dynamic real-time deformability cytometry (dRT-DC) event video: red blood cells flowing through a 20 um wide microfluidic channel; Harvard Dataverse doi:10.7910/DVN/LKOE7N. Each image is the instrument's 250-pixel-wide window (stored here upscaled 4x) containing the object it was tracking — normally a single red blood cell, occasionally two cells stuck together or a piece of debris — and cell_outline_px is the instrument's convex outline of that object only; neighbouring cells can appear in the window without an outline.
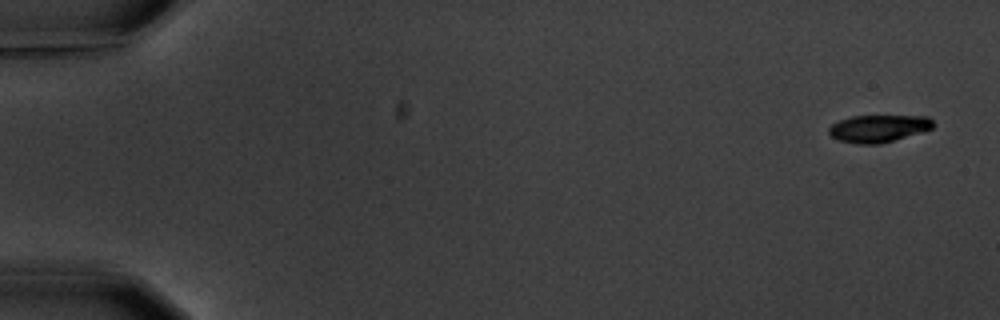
{"species": "common noctule bat (a hibernating species)", "species_latin": "Nyctalus noctula", "temperature_condition": "warm", "stored_images_in_passage": 6, "camera_frame_rate_fps": 3000, "um_per_image_px": 0.085, "animal": {"sex": "male", "body_mass_g": 20.1, "forearm_length_mm": 53.5}, "frame": {"image": 1, "passage_image": 1, "time_ms": 0.0, "image_size_px": [1000, 320], "cell_outline_px": [[936, 124], [932, 128], [920, 132], [880, 144], [856, 144], [840, 140], [832, 136], [828, 132], [828, 128], [832, 124], [840, 120], [852, 116], [928, 116]], "centroid_in_image_um": [74.67, 10.91], "position_along_channel_um": 10.3, "area_um2": 16.47}}
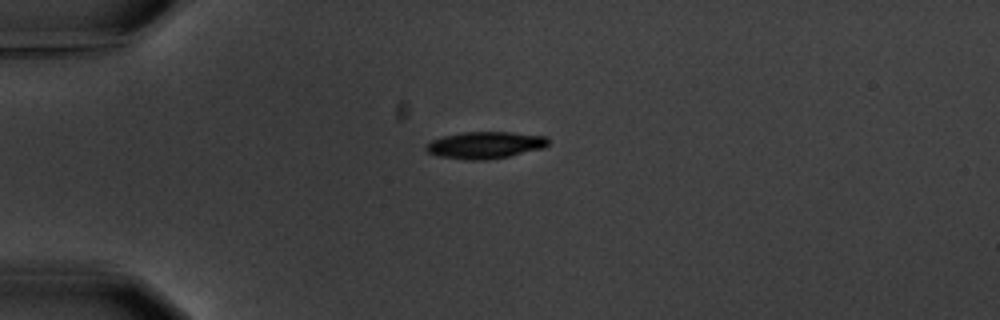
{"frame": {"image": 2, "passage_image": 4, "time_ms": 4.333, "image_size_px": [1000, 320], "cell_outline_px": [[548, 144], [544, 148], [508, 156], [484, 160], [472, 160], [440, 156], [428, 152], [424, 148], [432, 140], [444, 136], [464, 132], [512, 132], [548, 136]], "centroid_in_image_um": [41.28, 12.32], "position_along_channel_um": 43.7, "area_um2": 18.96}}
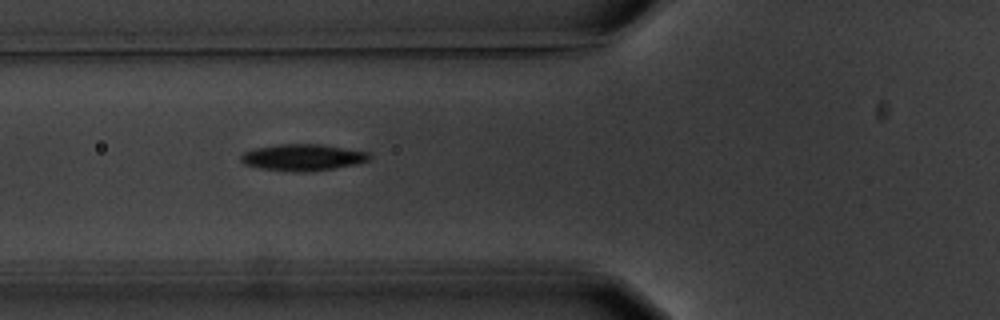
{"frame": {"image": 3, "passage_image": 6, "time_ms": 6.667, "image_size_px": [1000, 320], "cell_outline_px": [[372, 156], [368, 160], [352, 164], [332, 168], [300, 172], [296, 172], [260, 168], [244, 164], [240, 160], [240, 156], [244, 152], [256, 148], [280, 144], [320, 144], [368, 152]], "centroid_in_image_um": [25.69, 13.37], "position_along_channel_um": 100.1, "area_um2": 19.48}}